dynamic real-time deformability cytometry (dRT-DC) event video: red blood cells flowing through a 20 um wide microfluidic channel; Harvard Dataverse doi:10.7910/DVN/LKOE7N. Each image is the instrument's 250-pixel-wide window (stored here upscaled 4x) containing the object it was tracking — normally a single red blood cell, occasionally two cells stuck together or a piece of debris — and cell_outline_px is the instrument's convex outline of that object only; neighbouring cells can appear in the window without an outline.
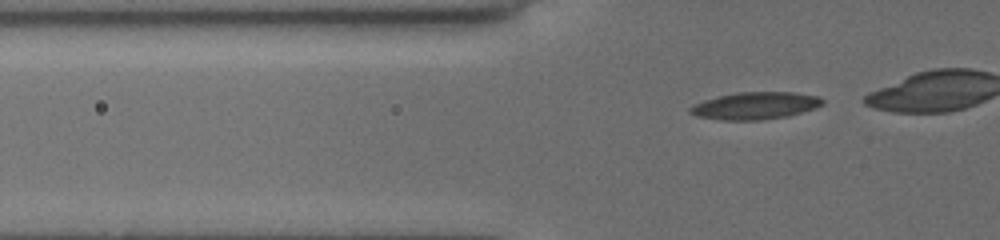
{"species": "common noctule bat (a hibernating species)", "species_latin": "Nyctalus noctula", "temperature_condition": "cold", "stored_images_in_passage": 36, "camera_frame_rate_fps": 3000, "um_per_image_px": 0.085, "animal": {"sex": "female", "body_mass_g": 19.5, "forearm_length_mm": 54.1}, "frame": {"image": 1, "passage_image": 10, "time_ms": 3.0, "image_size_px": [1000, 240], "cell_outline_px": [[824, 104], [816, 108], [788, 116], [760, 120], [720, 120], [696, 116], [688, 112], [688, 108], [692, 104], [704, 100], [720, 96], [740, 92], [792, 92], [820, 96], [824, 100]], "centroid_in_image_um": [64.2, 8.99], "position_along_channel_um": 61.6, "area_um2": 21.15}}
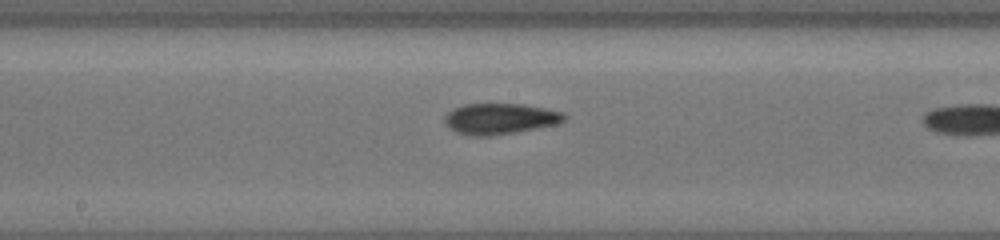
{"frame": {"image": 2, "passage_image": 22, "time_ms": 7.0, "image_size_px": [1000, 240], "cell_outline_px": [[568, 116], [564, 120], [556, 124], [516, 132], [492, 136], [468, 136], [456, 132], [448, 128], [444, 120], [444, 116], [452, 108], [464, 104], [524, 104], [564, 112]], "centroid_in_image_um": [42.47, 10.1], "position_along_channel_um": 205.7, "area_um2": 21.73}}
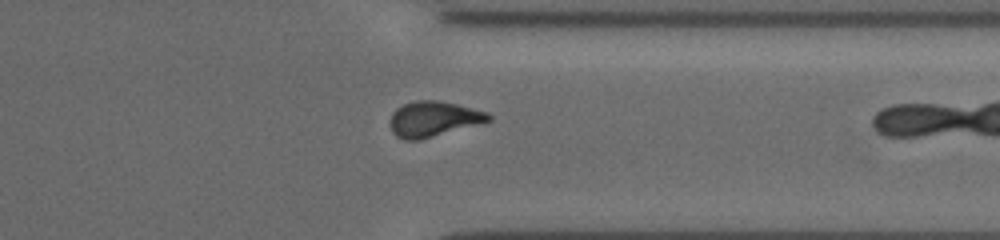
{"frame": {"image": 3, "passage_image": 35, "time_ms": 11.333, "image_size_px": [1000, 240], "cell_outline_px": [[492, 120], [484, 124], [420, 140], [404, 140], [396, 136], [392, 132], [392, 112], [396, 108], [404, 104], [416, 100], [436, 100], [456, 104], [488, 112], [492, 116]], "centroid_in_image_um": [36.91, 10.13], "position_along_channel_um": 374.5, "area_um2": 20.52}}